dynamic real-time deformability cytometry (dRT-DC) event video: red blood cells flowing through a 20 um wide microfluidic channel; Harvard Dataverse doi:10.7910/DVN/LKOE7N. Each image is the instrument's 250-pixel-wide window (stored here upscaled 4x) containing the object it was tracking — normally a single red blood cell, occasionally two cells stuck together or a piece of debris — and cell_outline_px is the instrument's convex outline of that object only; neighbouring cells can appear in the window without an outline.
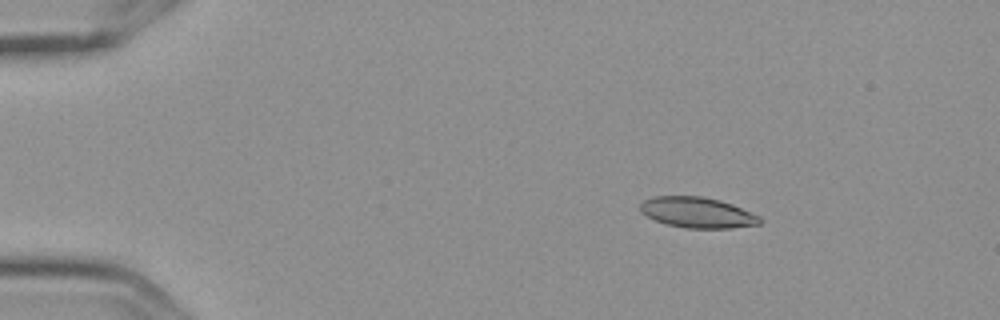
{"species": "Egyptian fruit bat (a non-hibernating species)", "species_latin": "Rousettus aegyptiacus", "temperature_condition": "cold", "stored_images_in_passage": 5, "camera_frame_rate_fps": 3000, "um_per_image_px": 0.085, "frame": {"image": 1, "passage_image": 3, "time_ms": 0.667, "image_size_px": [1000, 320], "cell_outline_px": [[764, 220], [760, 224], [732, 228], [688, 228], [664, 224], [640, 212], [640, 204], [644, 200], [656, 196], [700, 196], [720, 200], [732, 204], [760, 216]], "centroid_in_image_um": [59.3, 18.07], "position_along_channel_um": 25.7, "area_um2": 21.39}}